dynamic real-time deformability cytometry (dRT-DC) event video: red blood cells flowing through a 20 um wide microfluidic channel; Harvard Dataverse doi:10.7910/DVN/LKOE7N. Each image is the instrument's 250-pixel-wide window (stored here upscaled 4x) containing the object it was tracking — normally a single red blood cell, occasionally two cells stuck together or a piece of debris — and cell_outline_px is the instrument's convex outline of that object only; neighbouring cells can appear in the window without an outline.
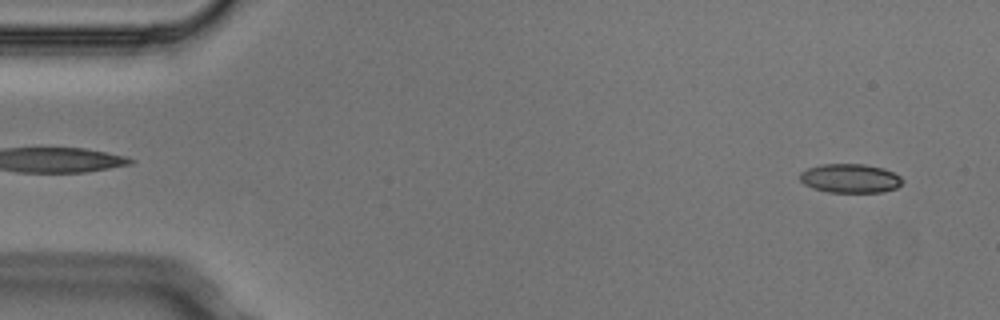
{"species": "Egyptian fruit bat (a non-hibernating species)", "species_latin": "Rousettus aegyptiacus", "temperature_condition": "cold", "stored_images_in_passage": 4, "camera_frame_rate_fps": 3000, "um_per_image_px": 0.085, "animal": {"sex": "male"}, "frame": {"image": 1, "passage_image": 1, "time_ms": 0.0, "image_size_px": [1000, 320], "cell_outline_px": [[904, 180], [896, 188], [884, 192], [828, 192], [812, 188], [804, 184], [800, 180], [800, 172], [808, 168], [820, 164], [864, 164], [884, 168], [900, 176]], "centroid_in_image_um": [72.26, 15.16], "position_along_channel_um": 12.7, "area_um2": 17.4}}
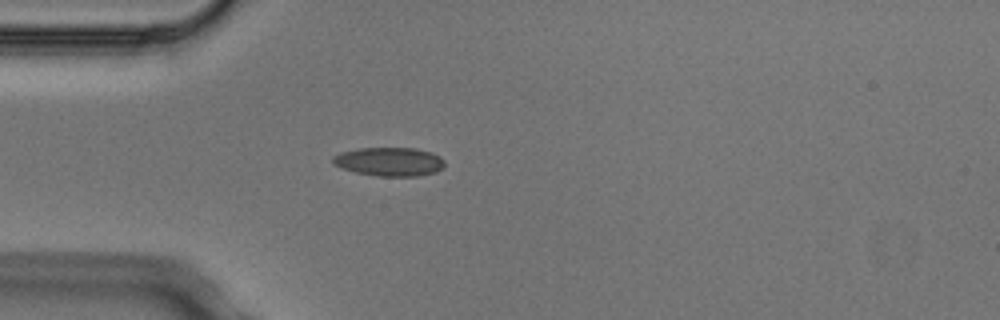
{"frame": {"image": 2, "passage_image": 4, "time_ms": 1.0, "image_size_px": [1000, 320], "cell_outline_px": [[444, 168], [436, 172], [416, 176], [380, 176], [356, 172], [332, 164], [332, 156], [340, 152], [356, 148], [416, 148], [432, 152], [440, 156], [444, 160]], "centroid_in_image_um": [33.11, 13.73], "position_along_channel_um": 51.9, "area_um2": 18.84}}